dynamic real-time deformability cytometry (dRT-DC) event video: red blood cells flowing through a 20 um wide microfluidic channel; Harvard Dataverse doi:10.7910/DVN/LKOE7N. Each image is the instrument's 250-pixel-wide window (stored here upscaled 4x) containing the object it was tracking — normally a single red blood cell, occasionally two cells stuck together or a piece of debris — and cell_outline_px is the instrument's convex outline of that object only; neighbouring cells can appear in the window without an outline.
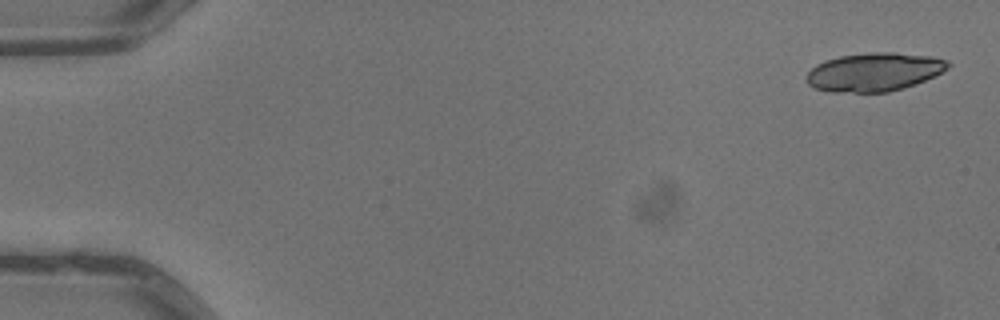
{"species": "common noctule bat (a hibernating species)", "species_latin": "Nyctalus noctula", "temperature_condition": "warm", "stored_images_in_passage": 4, "camera_frame_rate_fps": 3000, "um_per_image_px": 0.085, "animal": {"sex": "male", "body_mass_g": 13.3}, "frame": {"image": 1, "passage_image": 1, "time_ms": 0.0, "image_size_px": [1000, 320], "cell_outline_px": [[952, 64], [948, 68], [916, 84], [904, 88], [888, 92], [828, 92], [816, 88], [808, 84], [808, 72], [816, 64], [824, 60], [840, 56], [872, 52], [896, 52], [932, 56], [948, 60]], "centroid_in_image_um": [74.32, 6.11], "position_along_channel_um": 10.7, "area_um2": 31.73}}